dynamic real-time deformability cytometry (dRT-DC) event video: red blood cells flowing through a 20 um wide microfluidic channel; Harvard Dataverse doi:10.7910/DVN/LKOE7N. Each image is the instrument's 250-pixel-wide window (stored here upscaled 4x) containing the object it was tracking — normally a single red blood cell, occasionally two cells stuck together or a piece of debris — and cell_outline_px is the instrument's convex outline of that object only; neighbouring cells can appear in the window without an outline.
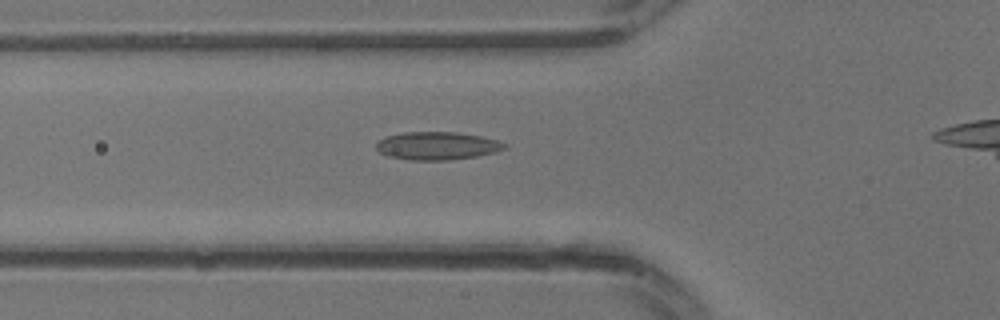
{"species": "common noctule bat (a hibernating species)", "species_latin": "Nyctalus noctula", "temperature_condition": "warm", "stored_images_in_passage": 14, "camera_frame_rate_fps": 3000, "um_per_image_px": 0.085, "animal": {"sex": "male", "body_mass_g": 13.3}, "frame": {"image": 1, "passage_image": 8, "time_ms": 2.333, "image_size_px": [1000, 320], "cell_outline_px": [[508, 148], [496, 152], [476, 156], [448, 160], [408, 160], [388, 156], [380, 152], [376, 148], [376, 144], [384, 136], [404, 132], [456, 132], [480, 136], [496, 140], [508, 144]], "centroid_in_image_um": [37.16, 12.39], "position_along_channel_um": 88.6, "area_um2": 20.98}}
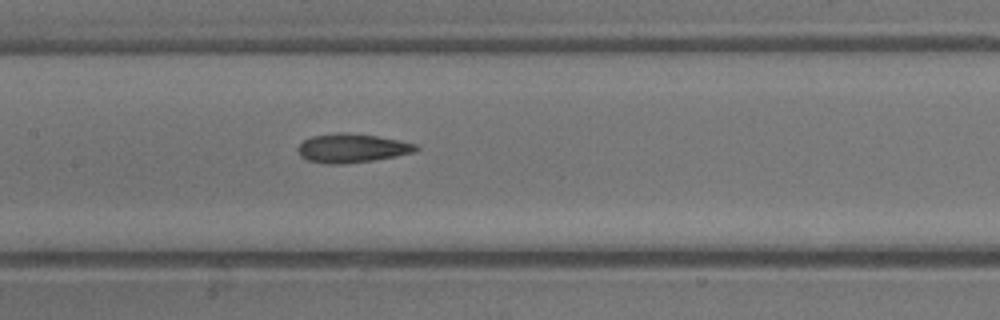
{"frame": {"image": 2, "passage_image": 12, "time_ms": 3.667, "image_size_px": [1000, 320], "cell_outline_px": [[420, 148], [416, 152], [396, 156], [372, 160], [344, 164], [324, 164], [308, 160], [300, 156], [296, 148], [304, 140], [312, 136], [340, 132], [348, 132], [376, 136], [400, 140], [416, 144]], "centroid_in_image_um": [29.92, 12.59], "position_along_channel_um": 177.5, "area_um2": 20.0}}
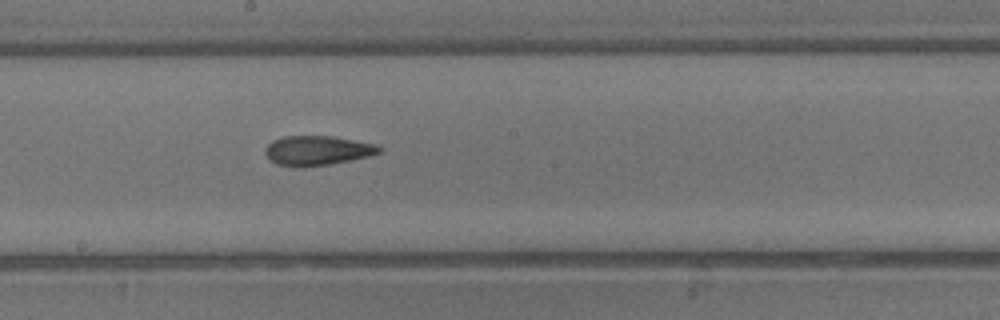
{"frame": {"image": 3, "passage_image": 14, "time_ms": 4.333, "image_size_px": [1000, 320], "cell_outline_px": [[384, 152], [368, 156], [328, 164], [304, 168], [296, 168], [276, 164], [268, 160], [264, 152], [264, 148], [272, 140], [284, 136], [332, 136], [376, 144], [384, 148]], "centroid_in_image_um": [26.94, 12.8], "position_along_channel_um": 221.3, "area_um2": 20.0}}